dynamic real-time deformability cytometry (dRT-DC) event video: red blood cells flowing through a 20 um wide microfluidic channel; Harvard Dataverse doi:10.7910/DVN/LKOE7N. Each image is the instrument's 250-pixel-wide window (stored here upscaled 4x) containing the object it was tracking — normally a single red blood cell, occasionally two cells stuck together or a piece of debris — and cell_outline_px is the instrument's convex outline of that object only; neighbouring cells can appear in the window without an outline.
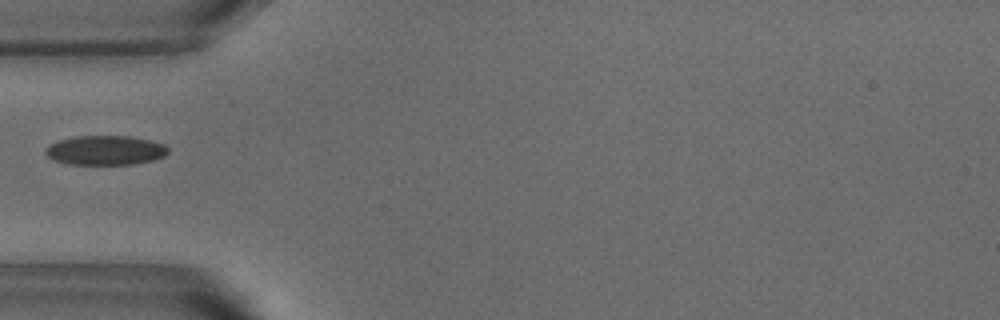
{"species": "common noctule bat (a hibernating species)", "species_latin": "Nyctalus noctula", "temperature_condition": "warm", "stored_images_in_passage": 37, "camera_frame_rate_fps": 3000, "um_per_image_px": 0.085, "animal": {"sex": "male", "body_mass_g": 18.8}, "frame": {"image": 1, "passage_image": 1, "time_ms": 0.0, "image_size_px": [1000, 320], "cell_outline_px": [[168, 152], [164, 156], [152, 160], [132, 164], [68, 164], [52, 160], [44, 152], [52, 144], [60, 140], [76, 136], [132, 136], [164, 144], [168, 148]], "centroid_in_image_um": [8.96, 12.77], "position_along_channel_um": 76.0, "area_um2": 20.81}}
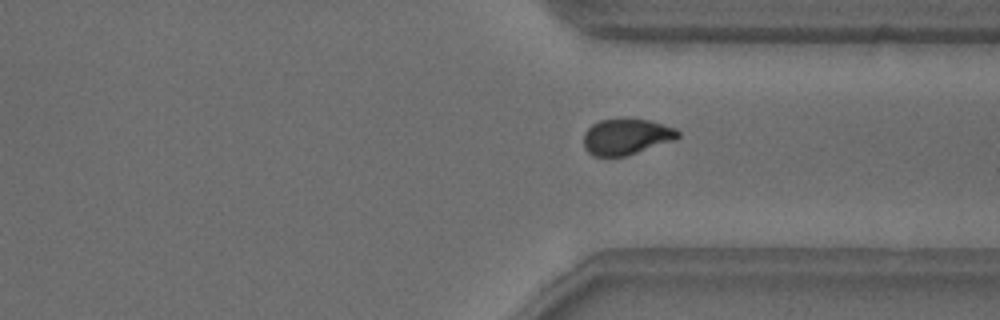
{"frame": {"image": 2, "passage_image": 23, "time_ms": 7.333, "image_size_px": [1000, 320], "cell_outline_px": [[680, 136], [676, 140], [624, 156], [592, 156], [584, 148], [584, 132], [592, 124], [600, 120], [648, 120], [676, 128], [680, 132]], "centroid_in_image_um": [53.24, 11.63], "position_along_channel_um": 358.2, "area_um2": 19.54}}
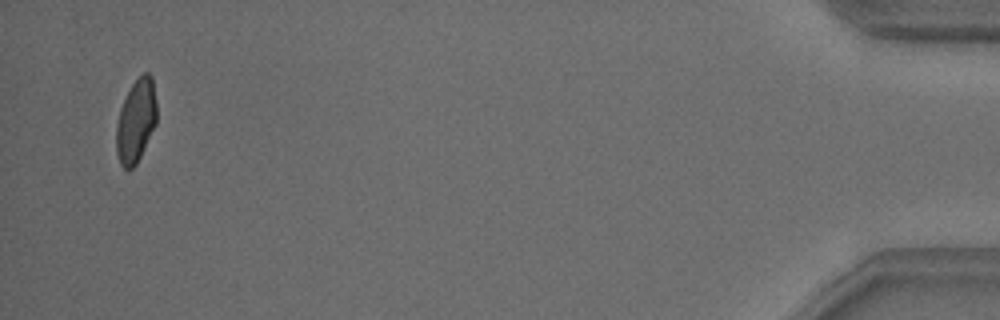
{"frame": {"image": 3, "passage_image": 35, "time_ms": 11.333, "image_size_px": [1000, 320], "cell_outline_px": [[156, 124], [136, 164], [132, 168], [124, 168], [120, 164], [116, 152], [116, 124], [120, 108], [132, 84], [144, 72], [148, 72], [152, 76], [156, 100]], "centroid_in_image_um": [11.55, 10.27], "position_along_channel_um": 423.6, "area_um2": 19.48}}